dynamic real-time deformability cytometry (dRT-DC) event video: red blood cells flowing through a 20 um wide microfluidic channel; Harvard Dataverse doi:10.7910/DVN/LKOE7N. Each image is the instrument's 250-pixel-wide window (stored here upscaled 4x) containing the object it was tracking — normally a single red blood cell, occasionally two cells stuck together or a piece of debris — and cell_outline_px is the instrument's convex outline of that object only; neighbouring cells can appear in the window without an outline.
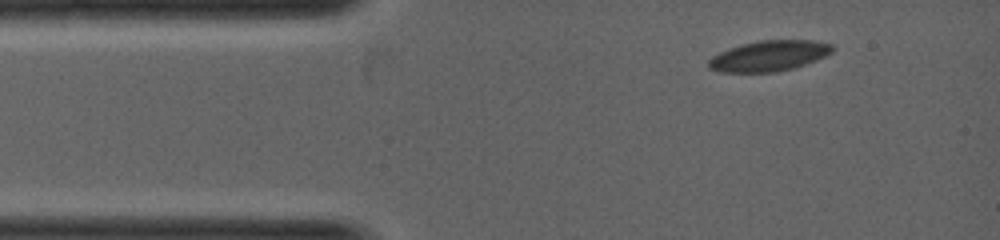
{"species": "common noctule bat (a hibernating species)", "species_latin": "Nyctalus noctula", "temperature_condition": "warm", "stored_images_in_passage": 34, "camera_frame_rate_fps": 5000, "um_per_image_px": 0.085, "animal": {"sex": "female", "body_mass_g": 19.0, "forearm_length_mm": 53.3}, "frame": {"image": 1, "passage_image": 1, "time_ms": 0.0, "image_size_px": [1000, 240], "cell_outline_px": [[832, 52], [816, 60], [792, 68], [776, 72], [720, 72], [708, 68], [708, 60], [712, 56], [728, 48], [760, 40], [812, 40], [832, 44]], "centroid_in_image_um": [65.33, 4.75], "position_along_channel_um": 19.7, "area_um2": 21.91}}
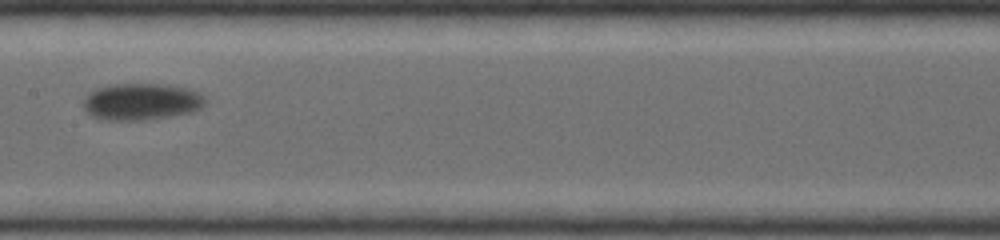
{"frame": {"image": 2, "passage_image": 15, "time_ms": 2.8, "image_size_px": [1000, 240], "cell_outline_px": [[204, 104], [200, 108], [192, 112], [168, 116], [140, 120], [104, 120], [92, 116], [84, 108], [84, 100], [88, 92], [96, 88], [112, 84], [160, 84], [188, 88], [204, 96]], "centroid_in_image_um": [11.98, 8.63], "position_along_channel_um": 195.4, "area_um2": 25.89}}
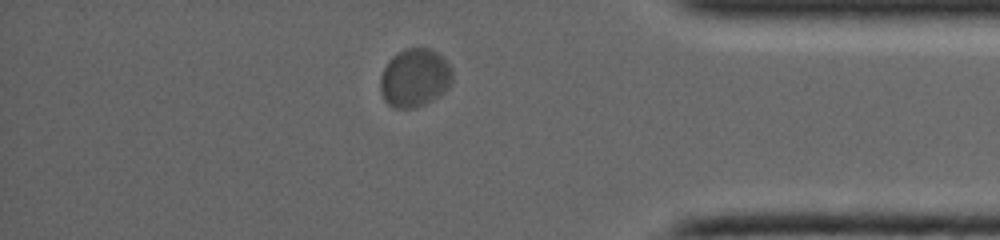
{"frame": {"image": 3, "passage_image": 29, "time_ms": 5.6, "image_size_px": [1000, 240], "cell_outline_px": [[452, 80], [448, 88], [444, 92], [432, 100], [424, 104], [412, 108], [392, 108], [384, 100], [380, 92], [380, 76], [388, 60], [396, 52], [404, 48], [428, 48], [444, 56], [452, 68]], "centroid_in_image_um": [35.24, 6.6], "position_along_channel_um": 400.0, "area_um2": 24.85}}